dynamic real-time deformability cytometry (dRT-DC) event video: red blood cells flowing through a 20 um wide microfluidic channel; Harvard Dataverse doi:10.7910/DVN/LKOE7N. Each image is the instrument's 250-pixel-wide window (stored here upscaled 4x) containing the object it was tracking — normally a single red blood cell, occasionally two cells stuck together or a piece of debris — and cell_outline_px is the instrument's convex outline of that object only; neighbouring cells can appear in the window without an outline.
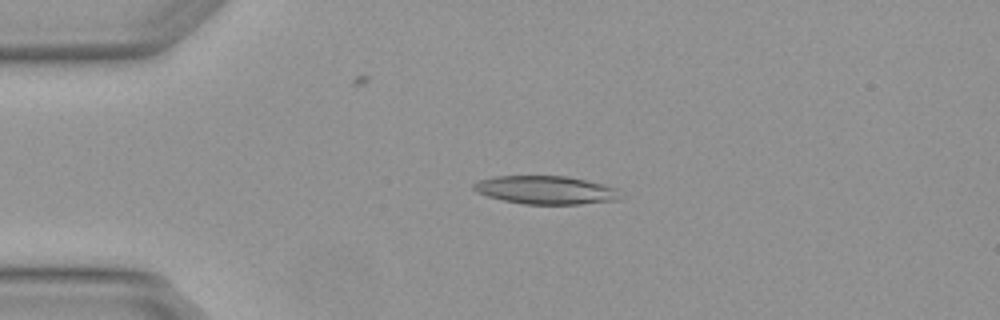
{"species": "Egyptian fruit bat (a non-hibernating species)", "species_latin": "Rousettus aegyptiacus", "temperature_condition": "warm", "stored_images_in_passage": 4, "camera_frame_rate_fps": 3000, "um_per_image_px": 0.085, "animal": {"sex": "female"}, "frame": {"image": 1, "passage_image": 3, "time_ms": 0.667, "image_size_px": [1000, 320], "cell_outline_px": [[620, 188], [616, 200], [580, 204], [524, 204], [504, 200], [488, 196], [476, 192], [472, 188], [472, 184], [480, 180], [492, 176], [568, 176], [604, 184]], "centroid_in_image_um": [46.37, 16.14], "position_along_channel_um": 38.6, "area_um2": 24.16}}